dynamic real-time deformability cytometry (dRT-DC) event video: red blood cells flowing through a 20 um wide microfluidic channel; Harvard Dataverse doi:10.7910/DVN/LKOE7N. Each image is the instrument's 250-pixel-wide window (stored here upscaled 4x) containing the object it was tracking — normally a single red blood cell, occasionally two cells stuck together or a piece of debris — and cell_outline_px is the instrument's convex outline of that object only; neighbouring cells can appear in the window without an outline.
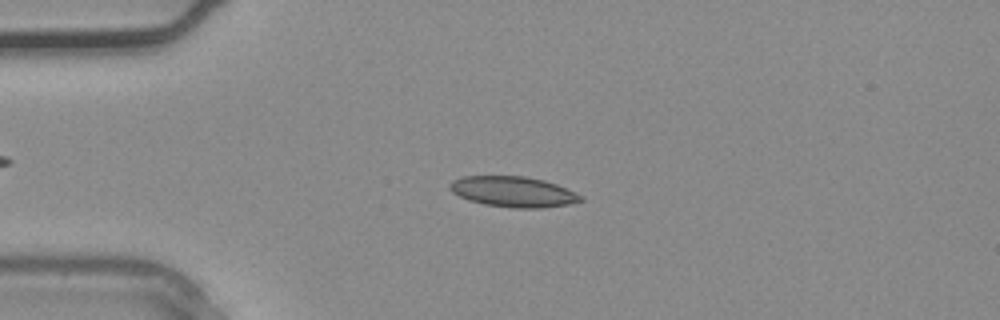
{"species": "common noctule bat (a hibernating species)", "species_latin": "Nyctalus noctula", "temperature_condition": "warm", "stored_images_in_passage": 2, "camera_frame_rate_fps": 3000, "um_per_image_px": 0.085, "animal": {"sex": "male", "body_mass_g": 20.4}, "frame": {"image": 1, "passage_image": 2, "time_ms": 0.333, "image_size_px": [1000, 320], "cell_outline_px": [[584, 200], [568, 204], [544, 208], [512, 208], [484, 204], [468, 200], [452, 192], [448, 188], [448, 184], [452, 180], [464, 176], [524, 176], [544, 180], [556, 184], [584, 196]], "centroid_in_image_um": [43.61, 16.3], "position_along_channel_um": 41.4, "area_um2": 23.41}}